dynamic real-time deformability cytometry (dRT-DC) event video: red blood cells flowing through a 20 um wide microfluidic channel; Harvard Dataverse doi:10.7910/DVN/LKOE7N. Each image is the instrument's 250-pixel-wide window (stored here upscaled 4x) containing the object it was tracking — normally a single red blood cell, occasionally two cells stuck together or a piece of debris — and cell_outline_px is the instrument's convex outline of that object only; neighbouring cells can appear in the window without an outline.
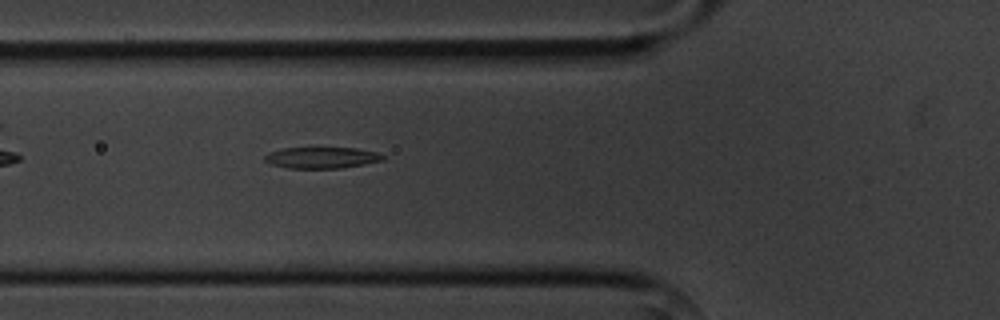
{"species": "common noctule bat (a hibernating species)", "species_latin": "Nyctalus noctula", "temperature_condition": "cold", "stored_images_in_passage": 7, "camera_frame_rate_fps": 3000, "um_per_image_px": 0.085, "animal": {"sex": "male", "body_mass_g": 20.1, "forearm_length_mm": 53.5}, "frame": {"image": 1, "passage_image": 7, "time_ms": 8.0, "image_size_px": [1000, 320], "cell_outline_px": [[388, 156], [384, 160], [364, 164], [340, 168], [288, 168], [268, 164], [264, 160], [264, 156], [268, 152], [284, 148], [356, 148], [376, 152]], "centroid_in_image_um": [27.34, 13.4], "position_along_channel_um": 98.5, "area_um2": 14.74}}